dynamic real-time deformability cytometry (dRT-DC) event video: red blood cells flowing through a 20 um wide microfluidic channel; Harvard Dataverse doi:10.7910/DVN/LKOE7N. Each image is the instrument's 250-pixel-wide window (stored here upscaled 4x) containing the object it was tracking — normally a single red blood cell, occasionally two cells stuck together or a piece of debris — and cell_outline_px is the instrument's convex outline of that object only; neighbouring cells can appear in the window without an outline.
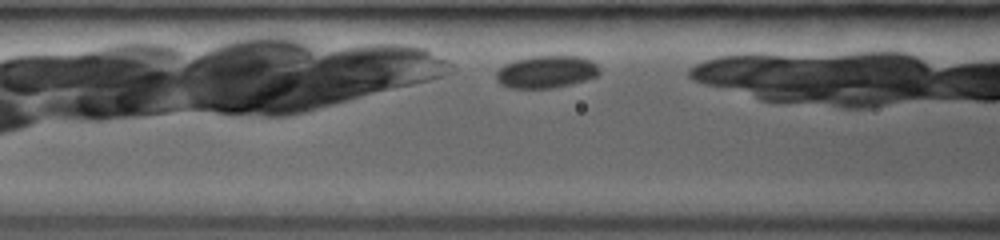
{"species": "common noctule bat (a hibernating species)", "species_latin": "Nyctalus noctula", "temperature_condition": "room temperature", "stored_images_in_passage": 5, "camera_frame_rate_fps": 3000, "um_per_image_px": 0.085, "animal": {"sex": "female", "body_mass_g": 19.0, "forearm_length_mm": 53.3}, "frame": {"image": 1, "passage_image": 3, "time_ms": 0.667, "image_size_px": [1000, 240], "cell_outline_px": [[600, 72], [596, 76], [572, 84], [552, 88], [508, 88], [500, 84], [496, 80], [496, 72], [504, 64], [516, 60], [532, 56], [580, 56], [596, 64], [600, 68]], "centroid_in_image_um": [46.41, 6.11], "position_along_channel_um": 120.2, "area_um2": 19.48}}